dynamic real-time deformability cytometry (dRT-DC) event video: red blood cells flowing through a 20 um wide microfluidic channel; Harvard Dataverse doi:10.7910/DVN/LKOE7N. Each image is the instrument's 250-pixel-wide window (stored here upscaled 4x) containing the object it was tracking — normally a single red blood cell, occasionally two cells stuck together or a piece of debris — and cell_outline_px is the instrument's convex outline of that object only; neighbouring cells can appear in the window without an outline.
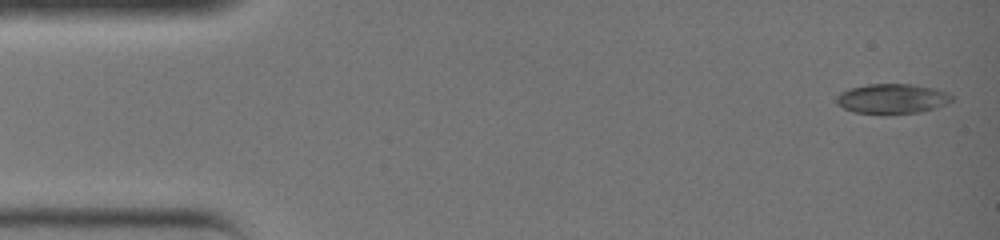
{"species": "common noctule bat (a hibernating species)", "species_latin": "Nyctalus noctula", "temperature_condition": "warm", "stored_images_in_passage": 36, "camera_frame_rate_fps": 3000, "um_per_image_px": 0.085, "animal": {"sex": "female", "body_mass_g": 19.0, "forearm_length_mm": 51.5}, "frame": {"image": 1, "passage_image": 1, "time_ms": 0.0, "image_size_px": [1000, 240], "cell_outline_px": [[952, 100], [936, 108], [920, 112], [852, 112], [836, 104], [836, 96], [840, 92], [848, 88], [868, 84], [912, 84], [936, 88], [952, 96]], "centroid_in_image_um": [75.79, 8.36], "position_along_channel_um": 9.2, "area_um2": 19.65}}
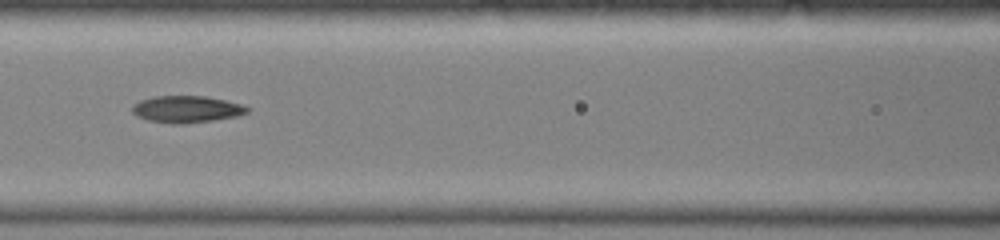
{"frame": {"image": 2, "passage_image": 16, "time_ms": 5.0, "image_size_px": [1000, 240], "cell_outline_px": [[252, 108], [248, 112], [236, 116], [212, 120], [184, 124], [172, 124], [148, 120], [136, 116], [132, 112], [132, 104], [140, 100], [152, 96], [204, 96], [224, 100], [240, 104]], "centroid_in_image_um": [15.82, 9.28], "position_along_channel_um": 150.8, "area_um2": 18.03}}
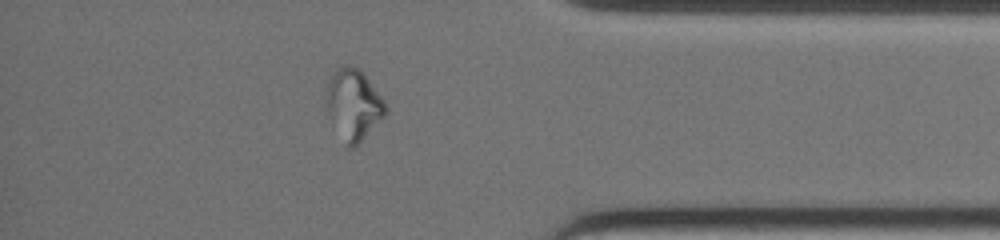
{"frame": {"image": 3, "passage_image": 31, "time_ms": 10.0, "image_size_px": [1000, 240], "cell_outline_px": [[388, 112], [352, 148], [348, 148], [324, 108], [324, 96], [328, 80], [332, 72], [336, 68], [344, 64], [360, 68], [384, 100], [388, 108]], "centroid_in_image_um": [30.0, 8.81], "position_along_channel_um": 405.2, "area_um2": 24.51}}